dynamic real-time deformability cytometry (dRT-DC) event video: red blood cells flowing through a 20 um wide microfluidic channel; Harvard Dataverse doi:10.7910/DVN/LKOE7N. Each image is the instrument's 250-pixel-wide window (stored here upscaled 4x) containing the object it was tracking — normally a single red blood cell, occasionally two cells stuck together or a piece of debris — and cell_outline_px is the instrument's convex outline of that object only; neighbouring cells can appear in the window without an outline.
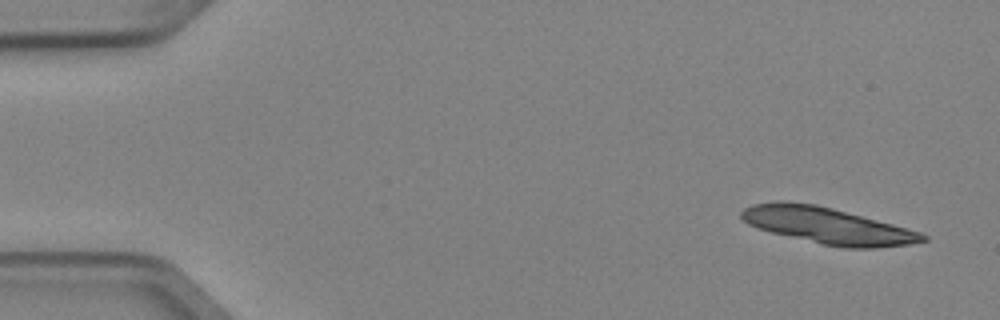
{"species": "Egyptian fruit bat (a non-hibernating species)", "species_latin": "Rousettus aegyptiacus", "temperature_condition": "cold", "stored_images_in_passage": 4, "camera_frame_rate_fps": 3000, "um_per_image_px": 0.085, "animal": {"sex": "female"}, "frame": {"image": 1, "passage_image": 1, "time_ms": 0.0, "image_size_px": [1000, 320], "cell_outline_px": [[928, 240], [908, 244], [876, 248], [844, 248], [824, 244], [772, 232], [756, 228], [748, 224], [740, 216], [740, 212], [744, 208], [752, 204], [776, 200], [784, 200], [816, 204], [832, 208], [892, 224], [920, 232], [928, 236]], "centroid_in_image_um": [70.3, 19.16], "position_along_channel_um": 14.7, "area_um2": 38.15}}